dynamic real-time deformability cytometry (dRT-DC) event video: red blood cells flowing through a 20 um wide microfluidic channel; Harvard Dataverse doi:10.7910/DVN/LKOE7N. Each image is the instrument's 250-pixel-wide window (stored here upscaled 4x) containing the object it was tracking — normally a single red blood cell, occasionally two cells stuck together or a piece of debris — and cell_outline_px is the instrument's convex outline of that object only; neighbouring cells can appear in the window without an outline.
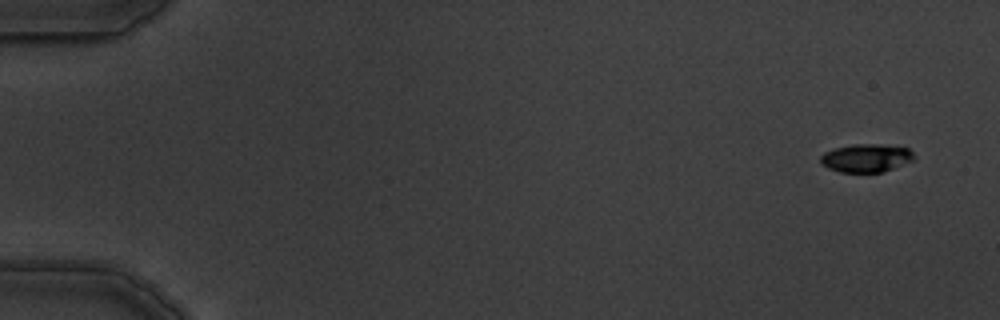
{"species": "common noctule bat (a hibernating species)", "species_latin": "Nyctalus noctula", "temperature_condition": "warm", "stored_images_in_passage": 5, "camera_frame_rate_fps": 3000, "um_per_image_px": 0.085, "animal": {"sex": "male", "body_mass_g": 19.5, "forearm_length_mm": 54.6}, "frame": {"image": 1, "passage_image": 1, "time_ms": 0.0, "image_size_px": [1000, 320], "cell_outline_px": [[916, 156], [912, 160], [884, 172], [840, 172], [828, 168], [820, 164], [820, 156], [824, 152], [832, 148], [852, 144], [880, 144], [908, 148]], "centroid_in_image_um": [73.58, 13.42], "position_along_channel_um": 11.4, "area_um2": 15.49}}
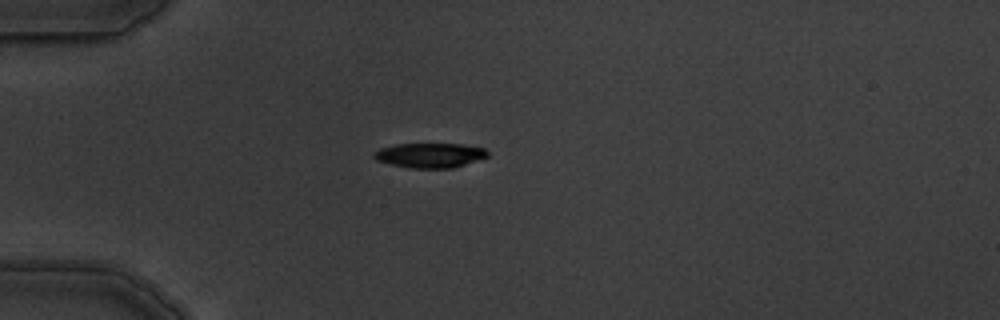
{"frame": {"image": 2, "passage_image": 5, "time_ms": 4.333, "image_size_px": [1000, 320], "cell_outline_px": [[488, 156], [452, 168], [408, 168], [376, 160], [372, 156], [372, 152], [380, 148], [396, 144], [460, 144], [484, 148], [488, 152]], "centroid_in_image_um": [36.49, 13.2], "position_along_channel_um": 48.5, "area_um2": 16.24}}